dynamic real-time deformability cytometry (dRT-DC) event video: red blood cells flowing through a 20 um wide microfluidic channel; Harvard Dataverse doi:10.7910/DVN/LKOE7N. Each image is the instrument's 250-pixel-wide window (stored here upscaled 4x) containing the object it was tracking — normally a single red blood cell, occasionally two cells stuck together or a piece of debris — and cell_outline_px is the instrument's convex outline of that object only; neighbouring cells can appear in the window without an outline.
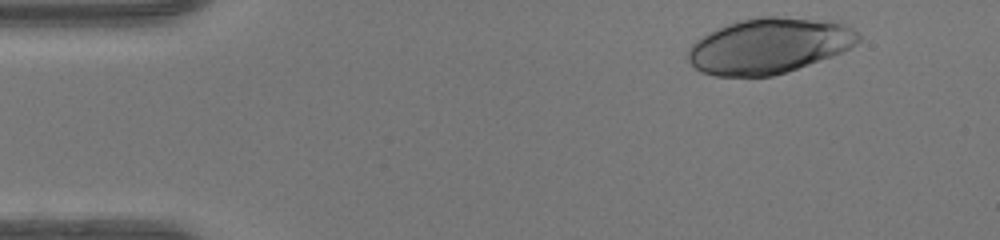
{"species": "human", "species_latin": "Homo sapiens", "temperature_condition": "warm", "stored_images_in_passage": 36, "camera_frame_rate_fps": 3000, "um_per_image_px": 0.085, "donor": {"sex": "female"}, "frame": {"image": 1, "passage_image": 2, "time_ms": 0.333, "image_size_px": [1000, 240], "cell_outline_px": [[860, 40], [856, 44], [840, 52], [808, 64], [772, 76], [716, 76], [700, 72], [688, 60], [688, 48], [696, 40], [728, 24], [740, 20], [760, 16], [776, 16], [844, 24], [852, 28], [860, 36]], "centroid_in_image_um": [65.32, 3.9], "position_along_channel_um": 19.7, "area_um2": 53.93}}
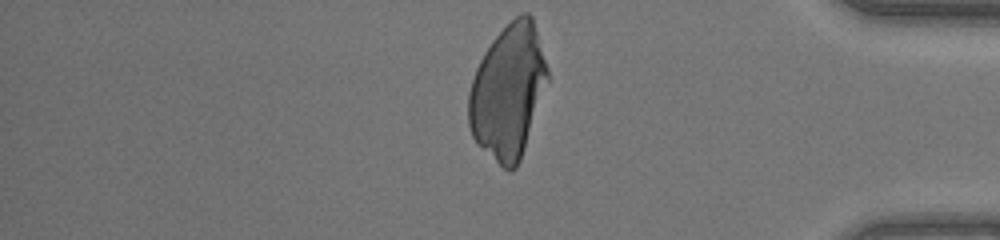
{"frame": {"image": 2, "passage_image": 36, "time_ms": 11.667, "image_size_px": [1000, 240], "cell_outline_px": [[548, 80], [520, 160], [516, 168], [512, 172], [508, 172], [476, 144], [472, 136], [468, 124], [468, 92], [476, 68], [484, 52], [492, 40], [520, 12], [528, 12], [532, 16], [548, 68]], "centroid_in_image_um": [43.17, 7.79], "position_along_channel_um": 392.0, "area_um2": 61.27}}